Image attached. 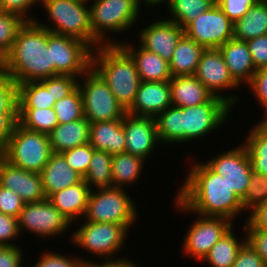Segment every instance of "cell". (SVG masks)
Returning a JSON list of instances; mask_svg holds the SVG:
<instances>
[{
  "mask_svg": "<svg viewBox=\"0 0 267 267\" xmlns=\"http://www.w3.org/2000/svg\"><path fill=\"white\" fill-rule=\"evenodd\" d=\"M48 47H52L55 76L61 74L79 78L92 66L93 49L81 40L48 30Z\"/></svg>",
  "mask_w": 267,
  "mask_h": 267,
  "instance_id": "30bf717a",
  "label": "cell"
},
{
  "mask_svg": "<svg viewBox=\"0 0 267 267\" xmlns=\"http://www.w3.org/2000/svg\"><path fill=\"white\" fill-rule=\"evenodd\" d=\"M24 205L17 193L0 185V213L18 218Z\"/></svg>",
  "mask_w": 267,
  "mask_h": 267,
  "instance_id": "ee69618b",
  "label": "cell"
},
{
  "mask_svg": "<svg viewBox=\"0 0 267 267\" xmlns=\"http://www.w3.org/2000/svg\"><path fill=\"white\" fill-rule=\"evenodd\" d=\"M172 105L180 108L206 103L213 94L194 76H175L170 80Z\"/></svg>",
  "mask_w": 267,
  "mask_h": 267,
  "instance_id": "484cf974",
  "label": "cell"
},
{
  "mask_svg": "<svg viewBox=\"0 0 267 267\" xmlns=\"http://www.w3.org/2000/svg\"><path fill=\"white\" fill-rule=\"evenodd\" d=\"M219 50L233 80L239 86L245 83L248 85L256 69L246 41L232 38L219 47Z\"/></svg>",
  "mask_w": 267,
  "mask_h": 267,
  "instance_id": "44dd1931",
  "label": "cell"
},
{
  "mask_svg": "<svg viewBox=\"0 0 267 267\" xmlns=\"http://www.w3.org/2000/svg\"><path fill=\"white\" fill-rule=\"evenodd\" d=\"M80 1H83V2H87V3H88V2L91 1V0H80Z\"/></svg>",
  "mask_w": 267,
  "mask_h": 267,
  "instance_id": "6125c7cd",
  "label": "cell"
},
{
  "mask_svg": "<svg viewBox=\"0 0 267 267\" xmlns=\"http://www.w3.org/2000/svg\"><path fill=\"white\" fill-rule=\"evenodd\" d=\"M23 250L15 246H0V267H23Z\"/></svg>",
  "mask_w": 267,
  "mask_h": 267,
  "instance_id": "db71d44e",
  "label": "cell"
},
{
  "mask_svg": "<svg viewBox=\"0 0 267 267\" xmlns=\"http://www.w3.org/2000/svg\"><path fill=\"white\" fill-rule=\"evenodd\" d=\"M171 105L170 81H141L134 102L126 113L155 118Z\"/></svg>",
  "mask_w": 267,
  "mask_h": 267,
  "instance_id": "ffe728a7",
  "label": "cell"
},
{
  "mask_svg": "<svg viewBox=\"0 0 267 267\" xmlns=\"http://www.w3.org/2000/svg\"><path fill=\"white\" fill-rule=\"evenodd\" d=\"M233 107L217 96L206 103L183 108V143L199 139L223 126Z\"/></svg>",
  "mask_w": 267,
  "mask_h": 267,
  "instance_id": "8fae6325",
  "label": "cell"
},
{
  "mask_svg": "<svg viewBox=\"0 0 267 267\" xmlns=\"http://www.w3.org/2000/svg\"><path fill=\"white\" fill-rule=\"evenodd\" d=\"M142 29L138 37L140 46L169 62L177 43L184 35V29L166 18L150 23Z\"/></svg>",
  "mask_w": 267,
  "mask_h": 267,
  "instance_id": "ac0fdd59",
  "label": "cell"
},
{
  "mask_svg": "<svg viewBox=\"0 0 267 267\" xmlns=\"http://www.w3.org/2000/svg\"><path fill=\"white\" fill-rule=\"evenodd\" d=\"M249 214L243 228H258L267 232V201L259 204Z\"/></svg>",
  "mask_w": 267,
  "mask_h": 267,
  "instance_id": "9f6ffc18",
  "label": "cell"
},
{
  "mask_svg": "<svg viewBox=\"0 0 267 267\" xmlns=\"http://www.w3.org/2000/svg\"><path fill=\"white\" fill-rule=\"evenodd\" d=\"M25 22L21 16L0 11V63L9 54L18 31Z\"/></svg>",
  "mask_w": 267,
  "mask_h": 267,
  "instance_id": "74e56055",
  "label": "cell"
},
{
  "mask_svg": "<svg viewBox=\"0 0 267 267\" xmlns=\"http://www.w3.org/2000/svg\"><path fill=\"white\" fill-rule=\"evenodd\" d=\"M90 122L84 117L76 121L58 124L48 135L52 153H62L89 143Z\"/></svg>",
  "mask_w": 267,
  "mask_h": 267,
  "instance_id": "4316f807",
  "label": "cell"
},
{
  "mask_svg": "<svg viewBox=\"0 0 267 267\" xmlns=\"http://www.w3.org/2000/svg\"><path fill=\"white\" fill-rule=\"evenodd\" d=\"M248 87L260 105L263 106L267 102V68L256 70Z\"/></svg>",
  "mask_w": 267,
  "mask_h": 267,
  "instance_id": "f5cc1de1",
  "label": "cell"
},
{
  "mask_svg": "<svg viewBox=\"0 0 267 267\" xmlns=\"http://www.w3.org/2000/svg\"><path fill=\"white\" fill-rule=\"evenodd\" d=\"M20 235L18 218L0 213V246H15L11 240Z\"/></svg>",
  "mask_w": 267,
  "mask_h": 267,
  "instance_id": "bcb514c9",
  "label": "cell"
},
{
  "mask_svg": "<svg viewBox=\"0 0 267 267\" xmlns=\"http://www.w3.org/2000/svg\"><path fill=\"white\" fill-rule=\"evenodd\" d=\"M133 58L141 81L163 82L172 78L169 62L159 55L131 43L117 41Z\"/></svg>",
  "mask_w": 267,
  "mask_h": 267,
  "instance_id": "7402d4cb",
  "label": "cell"
},
{
  "mask_svg": "<svg viewBox=\"0 0 267 267\" xmlns=\"http://www.w3.org/2000/svg\"><path fill=\"white\" fill-rule=\"evenodd\" d=\"M94 150L95 149L89 143H86L73 149L66 150L60 154L65 158V161L70 167L84 178Z\"/></svg>",
  "mask_w": 267,
  "mask_h": 267,
  "instance_id": "60d3db41",
  "label": "cell"
},
{
  "mask_svg": "<svg viewBox=\"0 0 267 267\" xmlns=\"http://www.w3.org/2000/svg\"><path fill=\"white\" fill-rule=\"evenodd\" d=\"M246 233V241L263 259L267 266V232L258 228H244Z\"/></svg>",
  "mask_w": 267,
  "mask_h": 267,
  "instance_id": "816d5d0a",
  "label": "cell"
},
{
  "mask_svg": "<svg viewBox=\"0 0 267 267\" xmlns=\"http://www.w3.org/2000/svg\"><path fill=\"white\" fill-rule=\"evenodd\" d=\"M155 121L160 143L183 144V108L171 105Z\"/></svg>",
  "mask_w": 267,
  "mask_h": 267,
  "instance_id": "d6a6232c",
  "label": "cell"
},
{
  "mask_svg": "<svg viewBox=\"0 0 267 267\" xmlns=\"http://www.w3.org/2000/svg\"><path fill=\"white\" fill-rule=\"evenodd\" d=\"M78 79L72 75L52 76V95L55 101L71 94L78 87Z\"/></svg>",
  "mask_w": 267,
  "mask_h": 267,
  "instance_id": "7dc6e473",
  "label": "cell"
},
{
  "mask_svg": "<svg viewBox=\"0 0 267 267\" xmlns=\"http://www.w3.org/2000/svg\"><path fill=\"white\" fill-rule=\"evenodd\" d=\"M232 267H267L263 259L246 241L238 251Z\"/></svg>",
  "mask_w": 267,
  "mask_h": 267,
  "instance_id": "f907efd6",
  "label": "cell"
},
{
  "mask_svg": "<svg viewBox=\"0 0 267 267\" xmlns=\"http://www.w3.org/2000/svg\"><path fill=\"white\" fill-rule=\"evenodd\" d=\"M255 3V0H216V4L233 23L244 17Z\"/></svg>",
  "mask_w": 267,
  "mask_h": 267,
  "instance_id": "f6af8a7d",
  "label": "cell"
},
{
  "mask_svg": "<svg viewBox=\"0 0 267 267\" xmlns=\"http://www.w3.org/2000/svg\"><path fill=\"white\" fill-rule=\"evenodd\" d=\"M234 23L215 4L184 28V34L204 48H219L233 38Z\"/></svg>",
  "mask_w": 267,
  "mask_h": 267,
  "instance_id": "4fadbf2b",
  "label": "cell"
},
{
  "mask_svg": "<svg viewBox=\"0 0 267 267\" xmlns=\"http://www.w3.org/2000/svg\"><path fill=\"white\" fill-rule=\"evenodd\" d=\"M90 191L89 186L82 180L77 184L51 194L47 199L72 224L73 221L85 215Z\"/></svg>",
  "mask_w": 267,
  "mask_h": 267,
  "instance_id": "d4e9b609",
  "label": "cell"
},
{
  "mask_svg": "<svg viewBox=\"0 0 267 267\" xmlns=\"http://www.w3.org/2000/svg\"><path fill=\"white\" fill-rule=\"evenodd\" d=\"M18 123L25 129L45 134L59 124L54 108H18Z\"/></svg>",
  "mask_w": 267,
  "mask_h": 267,
  "instance_id": "d590c367",
  "label": "cell"
},
{
  "mask_svg": "<svg viewBox=\"0 0 267 267\" xmlns=\"http://www.w3.org/2000/svg\"><path fill=\"white\" fill-rule=\"evenodd\" d=\"M52 77L17 85L18 108H54Z\"/></svg>",
  "mask_w": 267,
  "mask_h": 267,
  "instance_id": "f1b7e54d",
  "label": "cell"
},
{
  "mask_svg": "<svg viewBox=\"0 0 267 267\" xmlns=\"http://www.w3.org/2000/svg\"><path fill=\"white\" fill-rule=\"evenodd\" d=\"M98 190V191H97ZM91 190L84 220L94 223H115L127 230L138 218L135 203L130 195L117 187Z\"/></svg>",
  "mask_w": 267,
  "mask_h": 267,
  "instance_id": "52a82bcc",
  "label": "cell"
},
{
  "mask_svg": "<svg viewBox=\"0 0 267 267\" xmlns=\"http://www.w3.org/2000/svg\"><path fill=\"white\" fill-rule=\"evenodd\" d=\"M171 0H138L139 5L143 4V2L148 5L154 7L155 5L157 6L158 4L161 6V3H167V5L170 3ZM142 2V3H141ZM154 5V6H153Z\"/></svg>",
  "mask_w": 267,
  "mask_h": 267,
  "instance_id": "680465c9",
  "label": "cell"
},
{
  "mask_svg": "<svg viewBox=\"0 0 267 267\" xmlns=\"http://www.w3.org/2000/svg\"><path fill=\"white\" fill-rule=\"evenodd\" d=\"M125 139L123 119L90 123L89 144L95 150L105 151L112 155L124 153Z\"/></svg>",
  "mask_w": 267,
  "mask_h": 267,
  "instance_id": "cb8c5ba5",
  "label": "cell"
},
{
  "mask_svg": "<svg viewBox=\"0 0 267 267\" xmlns=\"http://www.w3.org/2000/svg\"><path fill=\"white\" fill-rule=\"evenodd\" d=\"M205 163L223 177L240 200L244 198L250 183L252 167L247 149L243 144L216 155Z\"/></svg>",
  "mask_w": 267,
  "mask_h": 267,
  "instance_id": "9a60e30c",
  "label": "cell"
},
{
  "mask_svg": "<svg viewBox=\"0 0 267 267\" xmlns=\"http://www.w3.org/2000/svg\"><path fill=\"white\" fill-rule=\"evenodd\" d=\"M40 175L46 198L83 180V177L70 167L60 153L50 155Z\"/></svg>",
  "mask_w": 267,
  "mask_h": 267,
  "instance_id": "603a6c76",
  "label": "cell"
},
{
  "mask_svg": "<svg viewBox=\"0 0 267 267\" xmlns=\"http://www.w3.org/2000/svg\"><path fill=\"white\" fill-rule=\"evenodd\" d=\"M255 69L267 68V35L246 41Z\"/></svg>",
  "mask_w": 267,
  "mask_h": 267,
  "instance_id": "681fc988",
  "label": "cell"
},
{
  "mask_svg": "<svg viewBox=\"0 0 267 267\" xmlns=\"http://www.w3.org/2000/svg\"><path fill=\"white\" fill-rule=\"evenodd\" d=\"M134 261L128 260V258L118 257L116 260L103 261L99 263L91 262V265L88 267H137L138 265L134 264ZM139 267V266H138Z\"/></svg>",
  "mask_w": 267,
  "mask_h": 267,
  "instance_id": "6f0895ef",
  "label": "cell"
},
{
  "mask_svg": "<svg viewBox=\"0 0 267 267\" xmlns=\"http://www.w3.org/2000/svg\"><path fill=\"white\" fill-rule=\"evenodd\" d=\"M263 107V111L265 109V113L266 115L264 116V118L262 119V121H260V123H257L258 125L260 126H263V127H267V102L262 106Z\"/></svg>",
  "mask_w": 267,
  "mask_h": 267,
  "instance_id": "91938a15",
  "label": "cell"
},
{
  "mask_svg": "<svg viewBox=\"0 0 267 267\" xmlns=\"http://www.w3.org/2000/svg\"><path fill=\"white\" fill-rule=\"evenodd\" d=\"M233 227L225 233L210 249L209 253L202 260L211 267H232L238 251L246 242V233L243 239L236 237Z\"/></svg>",
  "mask_w": 267,
  "mask_h": 267,
  "instance_id": "1f68e13d",
  "label": "cell"
},
{
  "mask_svg": "<svg viewBox=\"0 0 267 267\" xmlns=\"http://www.w3.org/2000/svg\"><path fill=\"white\" fill-rule=\"evenodd\" d=\"M43 9L49 14L50 22L39 23L51 33L69 36L87 43L93 50L103 45L91 28L90 6L80 0H42ZM88 6V8H87ZM53 26V27H52Z\"/></svg>",
  "mask_w": 267,
  "mask_h": 267,
  "instance_id": "277c9868",
  "label": "cell"
},
{
  "mask_svg": "<svg viewBox=\"0 0 267 267\" xmlns=\"http://www.w3.org/2000/svg\"><path fill=\"white\" fill-rule=\"evenodd\" d=\"M71 222L46 198L40 202L25 203L18 216L19 232L23 229L34 236L56 237L71 227Z\"/></svg>",
  "mask_w": 267,
  "mask_h": 267,
  "instance_id": "7c38bea8",
  "label": "cell"
},
{
  "mask_svg": "<svg viewBox=\"0 0 267 267\" xmlns=\"http://www.w3.org/2000/svg\"><path fill=\"white\" fill-rule=\"evenodd\" d=\"M267 35V4L256 2L244 17L234 22L233 38L247 41Z\"/></svg>",
  "mask_w": 267,
  "mask_h": 267,
  "instance_id": "f546056e",
  "label": "cell"
},
{
  "mask_svg": "<svg viewBox=\"0 0 267 267\" xmlns=\"http://www.w3.org/2000/svg\"><path fill=\"white\" fill-rule=\"evenodd\" d=\"M73 231L71 242L80 246L96 257H104L106 261L116 260L119 251L124 247L129 232L123 225L115 223H94L85 221L81 227Z\"/></svg>",
  "mask_w": 267,
  "mask_h": 267,
  "instance_id": "9c48e42d",
  "label": "cell"
},
{
  "mask_svg": "<svg viewBox=\"0 0 267 267\" xmlns=\"http://www.w3.org/2000/svg\"><path fill=\"white\" fill-rule=\"evenodd\" d=\"M81 77L84 81L78 82V88L83 100L84 117L90 123L123 119L126 111L103 78L92 67Z\"/></svg>",
  "mask_w": 267,
  "mask_h": 267,
  "instance_id": "ba28073f",
  "label": "cell"
},
{
  "mask_svg": "<svg viewBox=\"0 0 267 267\" xmlns=\"http://www.w3.org/2000/svg\"><path fill=\"white\" fill-rule=\"evenodd\" d=\"M267 201V175L252 171L250 183L244 198L241 200L243 210L251 212L259 204Z\"/></svg>",
  "mask_w": 267,
  "mask_h": 267,
  "instance_id": "ab89813d",
  "label": "cell"
},
{
  "mask_svg": "<svg viewBox=\"0 0 267 267\" xmlns=\"http://www.w3.org/2000/svg\"><path fill=\"white\" fill-rule=\"evenodd\" d=\"M0 185L17 193L25 203L46 199L40 173L14 166L0 155Z\"/></svg>",
  "mask_w": 267,
  "mask_h": 267,
  "instance_id": "d6986e66",
  "label": "cell"
},
{
  "mask_svg": "<svg viewBox=\"0 0 267 267\" xmlns=\"http://www.w3.org/2000/svg\"><path fill=\"white\" fill-rule=\"evenodd\" d=\"M123 129L126 135L125 152L144 160L151 156L156 144L160 143L153 117L133 116L126 113L123 116Z\"/></svg>",
  "mask_w": 267,
  "mask_h": 267,
  "instance_id": "e0dca14e",
  "label": "cell"
},
{
  "mask_svg": "<svg viewBox=\"0 0 267 267\" xmlns=\"http://www.w3.org/2000/svg\"><path fill=\"white\" fill-rule=\"evenodd\" d=\"M51 154L48 134L25 129L17 122L0 155L14 166L40 173Z\"/></svg>",
  "mask_w": 267,
  "mask_h": 267,
  "instance_id": "5b68a950",
  "label": "cell"
},
{
  "mask_svg": "<svg viewBox=\"0 0 267 267\" xmlns=\"http://www.w3.org/2000/svg\"><path fill=\"white\" fill-rule=\"evenodd\" d=\"M193 221L183 243L184 254L201 262L212 246L233 226V222L224 217L203 216Z\"/></svg>",
  "mask_w": 267,
  "mask_h": 267,
  "instance_id": "2e32d148",
  "label": "cell"
},
{
  "mask_svg": "<svg viewBox=\"0 0 267 267\" xmlns=\"http://www.w3.org/2000/svg\"><path fill=\"white\" fill-rule=\"evenodd\" d=\"M41 1L42 0H0V11L16 14L26 21H35V17L31 18L27 13L31 7L35 6L37 3L41 5Z\"/></svg>",
  "mask_w": 267,
  "mask_h": 267,
  "instance_id": "c3c4849f",
  "label": "cell"
},
{
  "mask_svg": "<svg viewBox=\"0 0 267 267\" xmlns=\"http://www.w3.org/2000/svg\"><path fill=\"white\" fill-rule=\"evenodd\" d=\"M244 141L252 171L267 175V127L255 124Z\"/></svg>",
  "mask_w": 267,
  "mask_h": 267,
  "instance_id": "836d02e7",
  "label": "cell"
},
{
  "mask_svg": "<svg viewBox=\"0 0 267 267\" xmlns=\"http://www.w3.org/2000/svg\"><path fill=\"white\" fill-rule=\"evenodd\" d=\"M190 165L186 179L174 200L178 209L193 215L224 217L235 222L233 219L242 211L245 212L240 198L205 161H196V164L193 162Z\"/></svg>",
  "mask_w": 267,
  "mask_h": 267,
  "instance_id": "6da1fadb",
  "label": "cell"
},
{
  "mask_svg": "<svg viewBox=\"0 0 267 267\" xmlns=\"http://www.w3.org/2000/svg\"><path fill=\"white\" fill-rule=\"evenodd\" d=\"M92 1L93 3L90 6L92 34L103 45L118 44V42H115L116 40L112 41L110 39L111 36L107 35V32H126V30L128 31L131 29L132 25H134L140 17L139 9L141 7L138 0Z\"/></svg>",
  "mask_w": 267,
  "mask_h": 267,
  "instance_id": "8992f818",
  "label": "cell"
},
{
  "mask_svg": "<svg viewBox=\"0 0 267 267\" xmlns=\"http://www.w3.org/2000/svg\"><path fill=\"white\" fill-rule=\"evenodd\" d=\"M107 83L117 102L127 111L140 85L136 64L120 44L101 45L92 52L91 66Z\"/></svg>",
  "mask_w": 267,
  "mask_h": 267,
  "instance_id": "3957f363",
  "label": "cell"
},
{
  "mask_svg": "<svg viewBox=\"0 0 267 267\" xmlns=\"http://www.w3.org/2000/svg\"><path fill=\"white\" fill-rule=\"evenodd\" d=\"M17 122L18 113H0V154L5 149Z\"/></svg>",
  "mask_w": 267,
  "mask_h": 267,
  "instance_id": "11a10c76",
  "label": "cell"
},
{
  "mask_svg": "<svg viewBox=\"0 0 267 267\" xmlns=\"http://www.w3.org/2000/svg\"><path fill=\"white\" fill-rule=\"evenodd\" d=\"M0 113H18L17 84L0 69Z\"/></svg>",
  "mask_w": 267,
  "mask_h": 267,
  "instance_id": "b9f144b4",
  "label": "cell"
},
{
  "mask_svg": "<svg viewBox=\"0 0 267 267\" xmlns=\"http://www.w3.org/2000/svg\"><path fill=\"white\" fill-rule=\"evenodd\" d=\"M54 111L60 124L84 118L83 100L77 87L71 94L56 101Z\"/></svg>",
  "mask_w": 267,
  "mask_h": 267,
  "instance_id": "f35d334b",
  "label": "cell"
},
{
  "mask_svg": "<svg viewBox=\"0 0 267 267\" xmlns=\"http://www.w3.org/2000/svg\"><path fill=\"white\" fill-rule=\"evenodd\" d=\"M112 156V154L105 151H93L87 173L83 178L90 190H92V186L94 189L113 187L111 171Z\"/></svg>",
  "mask_w": 267,
  "mask_h": 267,
  "instance_id": "e575fe53",
  "label": "cell"
},
{
  "mask_svg": "<svg viewBox=\"0 0 267 267\" xmlns=\"http://www.w3.org/2000/svg\"><path fill=\"white\" fill-rule=\"evenodd\" d=\"M143 158L124 152L112 156L113 187L125 189L124 186L135 183L143 172Z\"/></svg>",
  "mask_w": 267,
  "mask_h": 267,
  "instance_id": "4dcf8cb0",
  "label": "cell"
},
{
  "mask_svg": "<svg viewBox=\"0 0 267 267\" xmlns=\"http://www.w3.org/2000/svg\"><path fill=\"white\" fill-rule=\"evenodd\" d=\"M194 76L214 95L228 102L234 109L238 97L222 95L225 90L240 87L231 77L219 48H205L201 54ZM221 91V93H220ZM234 94V95H233Z\"/></svg>",
  "mask_w": 267,
  "mask_h": 267,
  "instance_id": "5bb4252c",
  "label": "cell"
},
{
  "mask_svg": "<svg viewBox=\"0 0 267 267\" xmlns=\"http://www.w3.org/2000/svg\"><path fill=\"white\" fill-rule=\"evenodd\" d=\"M215 4L216 0H171L166 6L172 14V18L167 19L184 29L190 22Z\"/></svg>",
  "mask_w": 267,
  "mask_h": 267,
  "instance_id": "8d00e7d4",
  "label": "cell"
},
{
  "mask_svg": "<svg viewBox=\"0 0 267 267\" xmlns=\"http://www.w3.org/2000/svg\"><path fill=\"white\" fill-rule=\"evenodd\" d=\"M41 255L40 260L36 262L34 267H88L91 265L90 260L88 262L78 256L67 257L54 251L50 252L46 250Z\"/></svg>",
  "mask_w": 267,
  "mask_h": 267,
  "instance_id": "7bdbcfd3",
  "label": "cell"
},
{
  "mask_svg": "<svg viewBox=\"0 0 267 267\" xmlns=\"http://www.w3.org/2000/svg\"><path fill=\"white\" fill-rule=\"evenodd\" d=\"M1 69L18 85L55 76L52 47H48V30L36 21H26L18 31Z\"/></svg>",
  "mask_w": 267,
  "mask_h": 267,
  "instance_id": "7a4b0ae2",
  "label": "cell"
},
{
  "mask_svg": "<svg viewBox=\"0 0 267 267\" xmlns=\"http://www.w3.org/2000/svg\"><path fill=\"white\" fill-rule=\"evenodd\" d=\"M205 48L185 34L177 43L169 67L172 77L194 75Z\"/></svg>",
  "mask_w": 267,
  "mask_h": 267,
  "instance_id": "83f0119b",
  "label": "cell"
},
{
  "mask_svg": "<svg viewBox=\"0 0 267 267\" xmlns=\"http://www.w3.org/2000/svg\"><path fill=\"white\" fill-rule=\"evenodd\" d=\"M256 2H265L267 0H255Z\"/></svg>",
  "mask_w": 267,
  "mask_h": 267,
  "instance_id": "94428289",
  "label": "cell"
}]
</instances>
